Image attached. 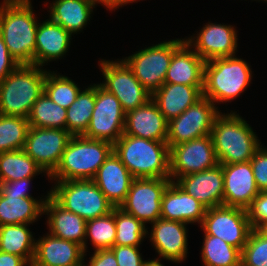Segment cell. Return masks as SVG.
<instances>
[{
    "label": "cell",
    "mask_w": 267,
    "mask_h": 266,
    "mask_svg": "<svg viewBox=\"0 0 267 266\" xmlns=\"http://www.w3.org/2000/svg\"><path fill=\"white\" fill-rule=\"evenodd\" d=\"M241 266H267V237L252 229L241 250Z\"/></svg>",
    "instance_id": "obj_39"
},
{
    "label": "cell",
    "mask_w": 267,
    "mask_h": 266,
    "mask_svg": "<svg viewBox=\"0 0 267 266\" xmlns=\"http://www.w3.org/2000/svg\"><path fill=\"white\" fill-rule=\"evenodd\" d=\"M42 22L37 26L34 65L43 68L48 62L65 57L72 35L50 18Z\"/></svg>",
    "instance_id": "obj_23"
},
{
    "label": "cell",
    "mask_w": 267,
    "mask_h": 266,
    "mask_svg": "<svg viewBox=\"0 0 267 266\" xmlns=\"http://www.w3.org/2000/svg\"><path fill=\"white\" fill-rule=\"evenodd\" d=\"M30 224L0 226V251L22 257L30 266L34 259L36 239Z\"/></svg>",
    "instance_id": "obj_30"
},
{
    "label": "cell",
    "mask_w": 267,
    "mask_h": 266,
    "mask_svg": "<svg viewBox=\"0 0 267 266\" xmlns=\"http://www.w3.org/2000/svg\"><path fill=\"white\" fill-rule=\"evenodd\" d=\"M116 239L114 245L140 247L147 235V227L133 215L115 207Z\"/></svg>",
    "instance_id": "obj_37"
},
{
    "label": "cell",
    "mask_w": 267,
    "mask_h": 266,
    "mask_svg": "<svg viewBox=\"0 0 267 266\" xmlns=\"http://www.w3.org/2000/svg\"><path fill=\"white\" fill-rule=\"evenodd\" d=\"M210 136L219 164L249 162L262 145L253 128L233 111L216 117Z\"/></svg>",
    "instance_id": "obj_2"
},
{
    "label": "cell",
    "mask_w": 267,
    "mask_h": 266,
    "mask_svg": "<svg viewBox=\"0 0 267 266\" xmlns=\"http://www.w3.org/2000/svg\"><path fill=\"white\" fill-rule=\"evenodd\" d=\"M124 134L166 142L168 121L151 98L141 107L126 113Z\"/></svg>",
    "instance_id": "obj_21"
},
{
    "label": "cell",
    "mask_w": 267,
    "mask_h": 266,
    "mask_svg": "<svg viewBox=\"0 0 267 266\" xmlns=\"http://www.w3.org/2000/svg\"><path fill=\"white\" fill-rule=\"evenodd\" d=\"M258 230L267 237V222L262 224Z\"/></svg>",
    "instance_id": "obj_49"
},
{
    "label": "cell",
    "mask_w": 267,
    "mask_h": 266,
    "mask_svg": "<svg viewBox=\"0 0 267 266\" xmlns=\"http://www.w3.org/2000/svg\"><path fill=\"white\" fill-rule=\"evenodd\" d=\"M71 137L67 130L30 127L23 150L49 177L59 165Z\"/></svg>",
    "instance_id": "obj_15"
},
{
    "label": "cell",
    "mask_w": 267,
    "mask_h": 266,
    "mask_svg": "<svg viewBox=\"0 0 267 266\" xmlns=\"http://www.w3.org/2000/svg\"><path fill=\"white\" fill-rule=\"evenodd\" d=\"M36 240L31 266H80L85 261L81 245L56 237L49 232Z\"/></svg>",
    "instance_id": "obj_19"
},
{
    "label": "cell",
    "mask_w": 267,
    "mask_h": 266,
    "mask_svg": "<svg viewBox=\"0 0 267 266\" xmlns=\"http://www.w3.org/2000/svg\"><path fill=\"white\" fill-rule=\"evenodd\" d=\"M95 106V84L81 90L76 100L66 112L67 131L73 135H83L88 129Z\"/></svg>",
    "instance_id": "obj_32"
},
{
    "label": "cell",
    "mask_w": 267,
    "mask_h": 266,
    "mask_svg": "<svg viewBox=\"0 0 267 266\" xmlns=\"http://www.w3.org/2000/svg\"><path fill=\"white\" fill-rule=\"evenodd\" d=\"M45 214L48 215L46 223L50 234L81 245L85 252L86 220L65 210L50 195L44 203Z\"/></svg>",
    "instance_id": "obj_26"
},
{
    "label": "cell",
    "mask_w": 267,
    "mask_h": 266,
    "mask_svg": "<svg viewBox=\"0 0 267 266\" xmlns=\"http://www.w3.org/2000/svg\"><path fill=\"white\" fill-rule=\"evenodd\" d=\"M246 211L252 229L267 222V191H260Z\"/></svg>",
    "instance_id": "obj_40"
},
{
    "label": "cell",
    "mask_w": 267,
    "mask_h": 266,
    "mask_svg": "<svg viewBox=\"0 0 267 266\" xmlns=\"http://www.w3.org/2000/svg\"><path fill=\"white\" fill-rule=\"evenodd\" d=\"M184 42L185 38L163 41L136 51L123 60L139 82L152 94L164 84L172 55Z\"/></svg>",
    "instance_id": "obj_8"
},
{
    "label": "cell",
    "mask_w": 267,
    "mask_h": 266,
    "mask_svg": "<svg viewBox=\"0 0 267 266\" xmlns=\"http://www.w3.org/2000/svg\"><path fill=\"white\" fill-rule=\"evenodd\" d=\"M54 1V2H53ZM50 4V19L71 35L77 34L86 27L91 19L97 0H53Z\"/></svg>",
    "instance_id": "obj_28"
},
{
    "label": "cell",
    "mask_w": 267,
    "mask_h": 266,
    "mask_svg": "<svg viewBox=\"0 0 267 266\" xmlns=\"http://www.w3.org/2000/svg\"><path fill=\"white\" fill-rule=\"evenodd\" d=\"M205 61L184 42L172 55L164 83L204 86Z\"/></svg>",
    "instance_id": "obj_27"
},
{
    "label": "cell",
    "mask_w": 267,
    "mask_h": 266,
    "mask_svg": "<svg viewBox=\"0 0 267 266\" xmlns=\"http://www.w3.org/2000/svg\"><path fill=\"white\" fill-rule=\"evenodd\" d=\"M99 4H102L104 7H106L107 10L115 11V9L122 7L124 5L137 2L139 0H97Z\"/></svg>",
    "instance_id": "obj_47"
},
{
    "label": "cell",
    "mask_w": 267,
    "mask_h": 266,
    "mask_svg": "<svg viewBox=\"0 0 267 266\" xmlns=\"http://www.w3.org/2000/svg\"><path fill=\"white\" fill-rule=\"evenodd\" d=\"M48 194L38 200L0 193V226L10 224H32L44 214V203Z\"/></svg>",
    "instance_id": "obj_29"
},
{
    "label": "cell",
    "mask_w": 267,
    "mask_h": 266,
    "mask_svg": "<svg viewBox=\"0 0 267 266\" xmlns=\"http://www.w3.org/2000/svg\"><path fill=\"white\" fill-rule=\"evenodd\" d=\"M170 178H134L124 202L119 206L124 212L146 223L161 218V200Z\"/></svg>",
    "instance_id": "obj_13"
},
{
    "label": "cell",
    "mask_w": 267,
    "mask_h": 266,
    "mask_svg": "<svg viewBox=\"0 0 267 266\" xmlns=\"http://www.w3.org/2000/svg\"><path fill=\"white\" fill-rule=\"evenodd\" d=\"M161 259L155 258L154 260H146L142 266H164L161 262Z\"/></svg>",
    "instance_id": "obj_48"
},
{
    "label": "cell",
    "mask_w": 267,
    "mask_h": 266,
    "mask_svg": "<svg viewBox=\"0 0 267 266\" xmlns=\"http://www.w3.org/2000/svg\"><path fill=\"white\" fill-rule=\"evenodd\" d=\"M232 25L207 23L197 36L185 38V42L204 60L234 56L238 35Z\"/></svg>",
    "instance_id": "obj_16"
},
{
    "label": "cell",
    "mask_w": 267,
    "mask_h": 266,
    "mask_svg": "<svg viewBox=\"0 0 267 266\" xmlns=\"http://www.w3.org/2000/svg\"><path fill=\"white\" fill-rule=\"evenodd\" d=\"M200 227L204 235L219 237L240 251L252 230L245 209L226 205L207 208Z\"/></svg>",
    "instance_id": "obj_11"
},
{
    "label": "cell",
    "mask_w": 267,
    "mask_h": 266,
    "mask_svg": "<svg viewBox=\"0 0 267 266\" xmlns=\"http://www.w3.org/2000/svg\"><path fill=\"white\" fill-rule=\"evenodd\" d=\"M211 100L202 97L180 116L168 122L166 143L169 147L210 135L216 117L221 113Z\"/></svg>",
    "instance_id": "obj_12"
},
{
    "label": "cell",
    "mask_w": 267,
    "mask_h": 266,
    "mask_svg": "<svg viewBox=\"0 0 267 266\" xmlns=\"http://www.w3.org/2000/svg\"><path fill=\"white\" fill-rule=\"evenodd\" d=\"M126 113L117 97L95 84V106L83 136L114 144L123 134Z\"/></svg>",
    "instance_id": "obj_10"
},
{
    "label": "cell",
    "mask_w": 267,
    "mask_h": 266,
    "mask_svg": "<svg viewBox=\"0 0 267 266\" xmlns=\"http://www.w3.org/2000/svg\"><path fill=\"white\" fill-rule=\"evenodd\" d=\"M104 81L100 85L120 101L125 113L144 105L151 99V93L134 76L123 59L99 61Z\"/></svg>",
    "instance_id": "obj_9"
},
{
    "label": "cell",
    "mask_w": 267,
    "mask_h": 266,
    "mask_svg": "<svg viewBox=\"0 0 267 266\" xmlns=\"http://www.w3.org/2000/svg\"><path fill=\"white\" fill-rule=\"evenodd\" d=\"M262 146L263 144L256 150L250 163L259 191H267V148Z\"/></svg>",
    "instance_id": "obj_41"
},
{
    "label": "cell",
    "mask_w": 267,
    "mask_h": 266,
    "mask_svg": "<svg viewBox=\"0 0 267 266\" xmlns=\"http://www.w3.org/2000/svg\"><path fill=\"white\" fill-rule=\"evenodd\" d=\"M29 128L25 117L0 114V153L23 149Z\"/></svg>",
    "instance_id": "obj_36"
},
{
    "label": "cell",
    "mask_w": 267,
    "mask_h": 266,
    "mask_svg": "<svg viewBox=\"0 0 267 266\" xmlns=\"http://www.w3.org/2000/svg\"><path fill=\"white\" fill-rule=\"evenodd\" d=\"M31 0H3L0 4V34L18 64H34L38 20Z\"/></svg>",
    "instance_id": "obj_1"
},
{
    "label": "cell",
    "mask_w": 267,
    "mask_h": 266,
    "mask_svg": "<svg viewBox=\"0 0 267 266\" xmlns=\"http://www.w3.org/2000/svg\"><path fill=\"white\" fill-rule=\"evenodd\" d=\"M0 266H30L22 257L0 251Z\"/></svg>",
    "instance_id": "obj_46"
},
{
    "label": "cell",
    "mask_w": 267,
    "mask_h": 266,
    "mask_svg": "<svg viewBox=\"0 0 267 266\" xmlns=\"http://www.w3.org/2000/svg\"><path fill=\"white\" fill-rule=\"evenodd\" d=\"M66 112L67 109L53 102L51 98L43 92L32 106L27 120L30 127L67 130Z\"/></svg>",
    "instance_id": "obj_33"
},
{
    "label": "cell",
    "mask_w": 267,
    "mask_h": 266,
    "mask_svg": "<svg viewBox=\"0 0 267 266\" xmlns=\"http://www.w3.org/2000/svg\"><path fill=\"white\" fill-rule=\"evenodd\" d=\"M113 144L103 140L73 135L62 154L51 181L92 180L109 155Z\"/></svg>",
    "instance_id": "obj_4"
},
{
    "label": "cell",
    "mask_w": 267,
    "mask_h": 266,
    "mask_svg": "<svg viewBox=\"0 0 267 266\" xmlns=\"http://www.w3.org/2000/svg\"><path fill=\"white\" fill-rule=\"evenodd\" d=\"M32 179H34V177L23 178L20 180L9 181V182H0V193L15 195L21 198L33 197L31 196V194H29L30 193L29 187L31 186L30 182L32 181Z\"/></svg>",
    "instance_id": "obj_43"
},
{
    "label": "cell",
    "mask_w": 267,
    "mask_h": 266,
    "mask_svg": "<svg viewBox=\"0 0 267 266\" xmlns=\"http://www.w3.org/2000/svg\"><path fill=\"white\" fill-rule=\"evenodd\" d=\"M147 231L150 242L159 255L173 263L183 262L188 253L187 223L159 218Z\"/></svg>",
    "instance_id": "obj_17"
},
{
    "label": "cell",
    "mask_w": 267,
    "mask_h": 266,
    "mask_svg": "<svg viewBox=\"0 0 267 266\" xmlns=\"http://www.w3.org/2000/svg\"><path fill=\"white\" fill-rule=\"evenodd\" d=\"M169 148L170 179L173 182L179 177L208 170L219 164L210 135Z\"/></svg>",
    "instance_id": "obj_14"
},
{
    "label": "cell",
    "mask_w": 267,
    "mask_h": 266,
    "mask_svg": "<svg viewBox=\"0 0 267 266\" xmlns=\"http://www.w3.org/2000/svg\"><path fill=\"white\" fill-rule=\"evenodd\" d=\"M43 169L23 149L0 153V182L31 178Z\"/></svg>",
    "instance_id": "obj_31"
},
{
    "label": "cell",
    "mask_w": 267,
    "mask_h": 266,
    "mask_svg": "<svg viewBox=\"0 0 267 266\" xmlns=\"http://www.w3.org/2000/svg\"><path fill=\"white\" fill-rule=\"evenodd\" d=\"M224 176L223 205L247 209L260 193L250 161L222 164Z\"/></svg>",
    "instance_id": "obj_18"
},
{
    "label": "cell",
    "mask_w": 267,
    "mask_h": 266,
    "mask_svg": "<svg viewBox=\"0 0 267 266\" xmlns=\"http://www.w3.org/2000/svg\"><path fill=\"white\" fill-rule=\"evenodd\" d=\"M224 176L222 164L179 177L175 183L206 208L223 205Z\"/></svg>",
    "instance_id": "obj_20"
},
{
    "label": "cell",
    "mask_w": 267,
    "mask_h": 266,
    "mask_svg": "<svg viewBox=\"0 0 267 266\" xmlns=\"http://www.w3.org/2000/svg\"><path fill=\"white\" fill-rule=\"evenodd\" d=\"M87 266H118L116 257L111 249L95 250Z\"/></svg>",
    "instance_id": "obj_45"
},
{
    "label": "cell",
    "mask_w": 267,
    "mask_h": 266,
    "mask_svg": "<svg viewBox=\"0 0 267 266\" xmlns=\"http://www.w3.org/2000/svg\"><path fill=\"white\" fill-rule=\"evenodd\" d=\"M206 207L175 182L167 186L161 200V218L187 224H202Z\"/></svg>",
    "instance_id": "obj_24"
},
{
    "label": "cell",
    "mask_w": 267,
    "mask_h": 266,
    "mask_svg": "<svg viewBox=\"0 0 267 266\" xmlns=\"http://www.w3.org/2000/svg\"><path fill=\"white\" fill-rule=\"evenodd\" d=\"M255 1H256V0H255ZM257 1H262V2L264 1V3H265V2L267 3V0H257Z\"/></svg>",
    "instance_id": "obj_50"
},
{
    "label": "cell",
    "mask_w": 267,
    "mask_h": 266,
    "mask_svg": "<svg viewBox=\"0 0 267 266\" xmlns=\"http://www.w3.org/2000/svg\"><path fill=\"white\" fill-rule=\"evenodd\" d=\"M111 250L116 257L118 266H142L146 261L143 260L139 247L114 245Z\"/></svg>",
    "instance_id": "obj_42"
},
{
    "label": "cell",
    "mask_w": 267,
    "mask_h": 266,
    "mask_svg": "<svg viewBox=\"0 0 267 266\" xmlns=\"http://www.w3.org/2000/svg\"><path fill=\"white\" fill-rule=\"evenodd\" d=\"M49 195L65 210L89 221L112 212L114 206L93 180L56 181Z\"/></svg>",
    "instance_id": "obj_7"
},
{
    "label": "cell",
    "mask_w": 267,
    "mask_h": 266,
    "mask_svg": "<svg viewBox=\"0 0 267 266\" xmlns=\"http://www.w3.org/2000/svg\"><path fill=\"white\" fill-rule=\"evenodd\" d=\"M251 79L250 65L236 55L205 61L203 97L214 104L231 102L247 89Z\"/></svg>",
    "instance_id": "obj_6"
},
{
    "label": "cell",
    "mask_w": 267,
    "mask_h": 266,
    "mask_svg": "<svg viewBox=\"0 0 267 266\" xmlns=\"http://www.w3.org/2000/svg\"><path fill=\"white\" fill-rule=\"evenodd\" d=\"M133 179L131 173L113 151L99 167L92 180L108 201L114 207H119L124 202Z\"/></svg>",
    "instance_id": "obj_22"
},
{
    "label": "cell",
    "mask_w": 267,
    "mask_h": 266,
    "mask_svg": "<svg viewBox=\"0 0 267 266\" xmlns=\"http://www.w3.org/2000/svg\"><path fill=\"white\" fill-rule=\"evenodd\" d=\"M204 86L164 83L151 94L158 109L169 122L203 97Z\"/></svg>",
    "instance_id": "obj_25"
},
{
    "label": "cell",
    "mask_w": 267,
    "mask_h": 266,
    "mask_svg": "<svg viewBox=\"0 0 267 266\" xmlns=\"http://www.w3.org/2000/svg\"><path fill=\"white\" fill-rule=\"evenodd\" d=\"M18 65V62L10 55L0 34V81L4 80Z\"/></svg>",
    "instance_id": "obj_44"
},
{
    "label": "cell",
    "mask_w": 267,
    "mask_h": 266,
    "mask_svg": "<svg viewBox=\"0 0 267 266\" xmlns=\"http://www.w3.org/2000/svg\"><path fill=\"white\" fill-rule=\"evenodd\" d=\"M113 151L133 178H170V148L166 142L123 134Z\"/></svg>",
    "instance_id": "obj_3"
},
{
    "label": "cell",
    "mask_w": 267,
    "mask_h": 266,
    "mask_svg": "<svg viewBox=\"0 0 267 266\" xmlns=\"http://www.w3.org/2000/svg\"><path fill=\"white\" fill-rule=\"evenodd\" d=\"M95 250L111 249L116 239L115 207L109 214L86 221L85 254H87V239Z\"/></svg>",
    "instance_id": "obj_35"
},
{
    "label": "cell",
    "mask_w": 267,
    "mask_h": 266,
    "mask_svg": "<svg viewBox=\"0 0 267 266\" xmlns=\"http://www.w3.org/2000/svg\"><path fill=\"white\" fill-rule=\"evenodd\" d=\"M34 64L18 65L0 81V114L28 118L44 92L46 69Z\"/></svg>",
    "instance_id": "obj_5"
},
{
    "label": "cell",
    "mask_w": 267,
    "mask_h": 266,
    "mask_svg": "<svg viewBox=\"0 0 267 266\" xmlns=\"http://www.w3.org/2000/svg\"><path fill=\"white\" fill-rule=\"evenodd\" d=\"M57 74L49 69L46 70L44 92L53 102L68 109L81 90L75 81L65 75Z\"/></svg>",
    "instance_id": "obj_38"
},
{
    "label": "cell",
    "mask_w": 267,
    "mask_h": 266,
    "mask_svg": "<svg viewBox=\"0 0 267 266\" xmlns=\"http://www.w3.org/2000/svg\"><path fill=\"white\" fill-rule=\"evenodd\" d=\"M201 258L205 266H241V251L221 238L204 235Z\"/></svg>",
    "instance_id": "obj_34"
}]
</instances>
